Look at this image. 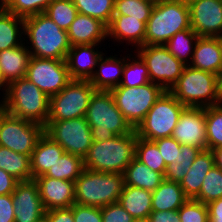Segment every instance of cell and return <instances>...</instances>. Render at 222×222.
<instances>
[{"mask_svg": "<svg viewBox=\"0 0 222 222\" xmlns=\"http://www.w3.org/2000/svg\"><path fill=\"white\" fill-rule=\"evenodd\" d=\"M32 57L65 60L71 48L68 33L58 27L44 12L24 18V36ZM32 50V51H31Z\"/></svg>", "mask_w": 222, "mask_h": 222, "instance_id": "obj_1", "label": "cell"}, {"mask_svg": "<svg viewBox=\"0 0 222 222\" xmlns=\"http://www.w3.org/2000/svg\"><path fill=\"white\" fill-rule=\"evenodd\" d=\"M169 92L185 107L206 108L222 103L219 77L189 65Z\"/></svg>", "mask_w": 222, "mask_h": 222, "instance_id": "obj_2", "label": "cell"}, {"mask_svg": "<svg viewBox=\"0 0 222 222\" xmlns=\"http://www.w3.org/2000/svg\"><path fill=\"white\" fill-rule=\"evenodd\" d=\"M50 98L34 83L21 78L8 84L7 95L0 107L10 115L41 124L49 117Z\"/></svg>", "mask_w": 222, "mask_h": 222, "instance_id": "obj_3", "label": "cell"}, {"mask_svg": "<svg viewBox=\"0 0 222 222\" xmlns=\"http://www.w3.org/2000/svg\"><path fill=\"white\" fill-rule=\"evenodd\" d=\"M136 131L105 141H92L84 168L95 172L123 174L135 155Z\"/></svg>", "mask_w": 222, "mask_h": 222, "instance_id": "obj_4", "label": "cell"}, {"mask_svg": "<svg viewBox=\"0 0 222 222\" xmlns=\"http://www.w3.org/2000/svg\"><path fill=\"white\" fill-rule=\"evenodd\" d=\"M85 119L91 128L92 141H105L134 131L117 108L110 91L96 90L94 92Z\"/></svg>", "mask_w": 222, "mask_h": 222, "instance_id": "obj_5", "label": "cell"}, {"mask_svg": "<svg viewBox=\"0 0 222 222\" xmlns=\"http://www.w3.org/2000/svg\"><path fill=\"white\" fill-rule=\"evenodd\" d=\"M190 28L187 2L160 0L155 3L146 23L145 45H164L177 32Z\"/></svg>", "mask_w": 222, "mask_h": 222, "instance_id": "obj_6", "label": "cell"}, {"mask_svg": "<svg viewBox=\"0 0 222 222\" xmlns=\"http://www.w3.org/2000/svg\"><path fill=\"white\" fill-rule=\"evenodd\" d=\"M123 187V174L84 169L75 180V203L100 208L117 203Z\"/></svg>", "mask_w": 222, "mask_h": 222, "instance_id": "obj_7", "label": "cell"}, {"mask_svg": "<svg viewBox=\"0 0 222 222\" xmlns=\"http://www.w3.org/2000/svg\"><path fill=\"white\" fill-rule=\"evenodd\" d=\"M184 108L169 91H165L134 129L137 137L149 141L171 137Z\"/></svg>", "mask_w": 222, "mask_h": 222, "instance_id": "obj_8", "label": "cell"}, {"mask_svg": "<svg viewBox=\"0 0 222 222\" xmlns=\"http://www.w3.org/2000/svg\"><path fill=\"white\" fill-rule=\"evenodd\" d=\"M117 108L135 129L165 90L149 82L140 87L117 86L110 90Z\"/></svg>", "mask_w": 222, "mask_h": 222, "instance_id": "obj_9", "label": "cell"}, {"mask_svg": "<svg viewBox=\"0 0 222 222\" xmlns=\"http://www.w3.org/2000/svg\"><path fill=\"white\" fill-rule=\"evenodd\" d=\"M95 91L87 80H71L59 93L50 97L47 122L85 117Z\"/></svg>", "mask_w": 222, "mask_h": 222, "instance_id": "obj_10", "label": "cell"}, {"mask_svg": "<svg viewBox=\"0 0 222 222\" xmlns=\"http://www.w3.org/2000/svg\"><path fill=\"white\" fill-rule=\"evenodd\" d=\"M136 51L147 66L150 82L160 85L165 91L173 87L186 66L164 45H142Z\"/></svg>", "mask_w": 222, "mask_h": 222, "instance_id": "obj_11", "label": "cell"}, {"mask_svg": "<svg viewBox=\"0 0 222 222\" xmlns=\"http://www.w3.org/2000/svg\"><path fill=\"white\" fill-rule=\"evenodd\" d=\"M43 133L41 124L14 117L0 107V146L31 156Z\"/></svg>", "mask_w": 222, "mask_h": 222, "instance_id": "obj_12", "label": "cell"}, {"mask_svg": "<svg viewBox=\"0 0 222 222\" xmlns=\"http://www.w3.org/2000/svg\"><path fill=\"white\" fill-rule=\"evenodd\" d=\"M44 133L65 151L84 158L92 144L91 128L85 117L46 122Z\"/></svg>", "mask_w": 222, "mask_h": 222, "instance_id": "obj_13", "label": "cell"}, {"mask_svg": "<svg viewBox=\"0 0 222 222\" xmlns=\"http://www.w3.org/2000/svg\"><path fill=\"white\" fill-rule=\"evenodd\" d=\"M25 78L34 83L49 98L59 93L71 81L65 60L32 56Z\"/></svg>", "mask_w": 222, "mask_h": 222, "instance_id": "obj_14", "label": "cell"}, {"mask_svg": "<svg viewBox=\"0 0 222 222\" xmlns=\"http://www.w3.org/2000/svg\"><path fill=\"white\" fill-rule=\"evenodd\" d=\"M190 27L205 37H222V0H191L188 2Z\"/></svg>", "mask_w": 222, "mask_h": 222, "instance_id": "obj_15", "label": "cell"}, {"mask_svg": "<svg viewBox=\"0 0 222 222\" xmlns=\"http://www.w3.org/2000/svg\"><path fill=\"white\" fill-rule=\"evenodd\" d=\"M171 137L180 144H187L208 150L206 137V108L185 107Z\"/></svg>", "mask_w": 222, "mask_h": 222, "instance_id": "obj_16", "label": "cell"}, {"mask_svg": "<svg viewBox=\"0 0 222 222\" xmlns=\"http://www.w3.org/2000/svg\"><path fill=\"white\" fill-rule=\"evenodd\" d=\"M14 222H43L46 210L43 207L37 183L20 181L12 193Z\"/></svg>", "mask_w": 222, "mask_h": 222, "instance_id": "obj_17", "label": "cell"}, {"mask_svg": "<svg viewBox=\"0 0 222 222\" xmlns=\"http://www.w3.org/2000/svg\"><path fill=\"white\" fill-rule=\"evenodd\" d=\"M46 211L69 208L75 203V182L45 175L34 178Z\"/></svg>", "mask_w": 222, "mask_h": 222, "instance_id": "obj_18", "label": "cell"}, {"mask_svg": "<svg viewBox=\"0 0 222 222\" xmlns=\"http://www.w3.org/2000/svg\"><path fill=\"white\" fill-rule=\"evenodd\" d=\"M100 44L71 46L66 56L67 69L71 80L89 81L97 66V61L104 54L95 47Z\"/></svg>", "mask_w": 222, "mask_h": 222, "instance_id": "obj_19", "label": "cell"}, {"mask_svg": "<svg viewBox=\"0 0 222 222\" xmlns=\"http://www.w3.org/2000/svg\"><path fill=\"white\" fill-rule=\"evenodd\" d=\"M189 66L218 76L222 69V37L199 36Z\"/></svg>", "mask_w": 222, "mask_h": 222, "instance_id": "obj_20", "label": "cell"}, {"mask_svg": "<svg viewBox=\"0 0 222 222\" xmlns=\"http://www.w3.org/2000/svg\"><path fill=\"white\" fill-rule=\"evenodd\" d=\"M67 33L71 46L100 44L107 37V26L98 19L78 13Z\"/></svg>", "mask_w": 222, "mask_h": 222, "instance_id": "obj_21", "label": "cell"}, {"mask_svg": "<svg viewBox=\"0 0 222 222\" xmlns=\"http://www.w3.org/2000/svg\"><path fill=\"white\" fill-rule=\"evenodd\" d=\"M146 24L140 18L131 16L113 15L110 24L107 26V37L118 42L128 41L127 44L135 48L145 45Z\"/></svg>", "mask_w": 222, "mask_h": 222, "instance_id": "obj_22", "label": "cell"}, {"mask_svg": "<svg viewBox=\"0 0 222 222\" xmlns=\"http://www.w3.org/2000/svg\"><path fill=\"white\" fill-rule=\"evenodd\" d=\"M64 153V149L57 142L43 133L30 156L32 180L45 175Z\"/></svg>", "mask_w": 222, "mask_h": 222, "instance_id": "obj_23", "label": "cell"}, {"mask_svg": "<svg viewBox=\"0 0 222 222\" xmlns=\"http://www.w3.org/2000/svg\"><path fill=\"white\" fill-rule=\"evenodd\" d=\"M127 57L117 58L114 56L105 57L104 54L97 61L98 69H95L89 82L96 90L110 91L111 89L120 86L123 75V69ZM120 77V78H119Z\"/></svg>", "mask_w": 222, "mask_h": 222, "instance_id": "obj_24", "label": "cell"}, {"mask_svg": "<svg viewBox=\"0 0 222 222\" xmlns=\"http://www.w3.org/2000/svg\"><path fill=\"white\" fill-rule=\"evenodd\" d=\"M214 165V155L211 150H202L198 154L180 182L183 193L188 199H194L199 194L204 177Z\"/></svg>", "mask_w": 222, "mask_h": 222, "instance_id": "obj_25", "label": "cell"}, {"mask_svg": "<svg viewBox=\"0 0 222 222\" xmlns=\"http://www.w3.org/2000/svg\"><path fill=\"white\" fill-rule=\"evenodd\" d=\"M25 45L0 51V71L7 84L26 76L31 54Z\"/></svg>", "mask_w": 222, "mask_h": 222, "instance_id": "obj_26", "label": "cell"}, {"mask_svg": "<svg viewBox=\"0 0 222 222\" xmlns=\"http://www.w3.org/2000/svg\"><path fill=\"white\" fill-rule=\"evenodd\" d=\"M135 220H145L152 212V192L124 185L118 201Z\"/></svg>", "mask_w": 222, "mask_h": 222, "instance_id": "obj_27", "label": "cell"}, {"mask_svg": "<svg viewBox=\"0 0 222 222\" xmlns=\"http://www.w3.org/2000/svg\"><path fill=\"white\" fill-rule=\"evenodd\" d=\"M123 176L124 185L142 188L151 192L164 180V176L161 173L151 170L135 157L126 167Z\"/></svg>", "mask_w": 222, "mask_h": 222, "instance_id": "obj_28", "label": "cell"}, {"mask_svg": "<svg viewBox=\"0 0 222 222\" xmlns=\"http://www.w3.org/2000/svg\"><path fill=\"white\" fill-rule=\"evenodd\" d=\"M187 200L180 183L164 179L152 192V211L178 210Z\"/></svg>", "mask_w": 222, "mask_h": 222, "instance_id": "obj_29", "label": "cell"}, {"mask_svg": "<svg viewBox=\"0 0 222 222\" xmlns=\"http://www.w3.org/2000/svg\"><path fill=\"white\" fill-rule=\"evenodd\" d=\"M22 35L24 36V18L5 10L0 5V51L24 44L25 39Z\"/></svg>", "mask_w": 222, "mask_h": 222, "instance_id": "obj_30", "label": "cell"}, {"mask_svg": "<svg viewBox=\"0 0 222 222\" xmlns=\"http://www.w3.org/2000/svg\"><path fill=\"white\" fill-rule=\"evenodd\" d=\"M0 169L20 181L32 180L30 156L0 146Z\"/></svg>", "mask_w": 222, "mask_h": 222, "instance_id": "obj_31", "label": "cell"}, {"mask_svg": "<svg viewBox=\"0 0 222 222\" xmlns=\"http://www.w3.org/2000/svg\"><path fill=\"white\" fill-rule=\"evenodd\" d=\"M198 38V34L190 27L189 29L177 32L164 46L179 61L188 66L190 65Z\"/></svg>", "mask_w": 222, "mask_h": 222, "instance_id": "obj_32", "label": "cell"}, {"mask_svg": "<svg viewBox=\"0 0 222 222\" xmlns=\"http://www.w3.org/2000/svg\"><path fill=\"white\" fill-rule=\"evenodd\" d=\"M84 169V160L82 157L64 153L60 159L50 167L45 176L75 182Z\"/></svg>", "mask_w": 222, "mask_h": 222, "instance_id": "obj_33", "label": "cell"}, {"mask_svg": "<svg viewBox=\"0 0 222 222\" xmlns=\"http://www.w3.org/2000/svg\"><path fill=\"white\" fill-rule=\"evenodd\" d=\"M201 151L199 147L181 144L179 157L176 163L166 166L164 179L180 183Z\"/></svg>", "mask_w": 222, "mask_h": 222, "instance_id": "obj_34", "label": "cell"}, {"mask_svg": "<svg viewBox=\"0 0 222 222\" xmlns=\"http://www.w3.org/2000/svg\"><path fill=\"white\" fill-rule=\"evenodd\" d=\"M134 157L147 165L151 170L159 172L164 176L166 164L153 141L137 137Z\"/></svg>", "mask_w": 222, "mask_h": 222, "instance_id": "obj_35", "label": "cell"}, {"mask_svg": "<svg viewBox=\"0 0 222 222\" xmlns=\"http://www.w3.org/2000/svg\"><path fill=\"white\" fill-rule=\"evenodd\" d=\"M78 13L100 20L106 26L114 15L115 0H73Z\"/></svg>", "mask_w": 222, "mask_h": 222, "instance_id": "obj_36", "label": "cell"}, {"mask_svg": "<svg viewBox=\"0 0 222 222\" xmlns=\"http://www.w3.org/2000/svg\"><path fill=\"white\" fill-rule=\"evenodd\" d=\"M58 27L67 31L75 20L78 10L73 0H53L44 12Z\"/></svg>", "mask_w": 222, "mask_h": 222, "instance_id": "obj_37", "label": "cell"}, {"mask_svg": "<svg viewBox=\"0 0 222 222\" xmlns=\"http://www.w3.org/2000/svg\"><path fill=\"white\" fill-rule=\"evenodd\" d=\"M131 56L132 54L127 56L120 85L132 88L149 83L150 79L146 64L138 55H136L137 60L132 57L133 60L131 61V58L128 59Z\"/></svg>", "mask_w": 222, "mask_h": 222, "instance_id": "obj_38", "label": "cell"}, {"mask_svg": "<svg viewBox=\"0 0 222 222\" xmlns=\"http://www.w3.org/2000/svg\"><path fill=\"white\" fill-rule=\"evenodd\" d=\"M206 137L208 150L222 147V103L206 107Z\"/></svg>", "mask_w": 222, "mask_h": 222, "instance_id": "obj_39", "label": "cell"}, {"mask_svg": "<svg viewBox=\"0 0 222 222\" xmlns=\"http://www.w3.org/2000/svg\"><path fill=\"white\" fill-rule=\"evenodd\" d=\"M222 198V170L213 166L203 179L201 190L194 198L204 204Z\"/></svg>", "mask_w": 222, "mask_h": 222, "instance_id": "obj_40", "label": "cell"}, {"mask_svg": "<svg viewBox=\"0 0 222 222\" xmlns=\"http://www.w3.org/2000/svg\"><path fill=\"white\" fill-rule=\"evenodd\" d=\"M53 0H0L7 11L21 18H27L45 12Z\"/></svg>", "mask_w": 222, "mask_h": 222, "instance_id": "obj_41", "label": "cell"}, {"mask_svg": "<svg viewBox=\"0 0 222 222\" xmlns=\"http://www.w3.org/2000/svg\"><path fill=\"white\" fill-rule=\"evenodd\" d=\"M154 5L155 3L144 0H115L114 15L140 18L146 24Z\"/></svg>", "mask_w": 222, "mask_h": 222, "instance_id": "obj_42", "label": "cell"}, {"mask_svg": "<svg viewBox=\"0 0 222 222\" xmlns=\"http://www.w3.org/2000/svg\"><path fill=\"white\" fill-rule=\"evenodd\" d=\"M180 222H209L207 205L188 199L179 209Z\"/></svg>", "mask_w": 222, "mask_h": 222, "instance_id": "obj_43", "label": "cell"}, {"mask_svg": "<svg viewBox=\"0 0 222 222\" xmlns=\"http://www.w3.org/2000/svg\"><path fill=\"white\" fill-rule=\"evenodd\" d=\"M162 155L166 166L176 163L181 151V144L173 137L160 138L153 141Z\"/></svg>", "mask_w": 222, "mask_h": 222, "instance_id": "obj_44", "label": "cell"}, {"mask_svg": "<svg viewBox=\"0 0 222 222\" xmlns=\"http://www.w3.org/2000/svg\"><path fill=\"white\" fill-rule=\"evenodd\" d=\"M101 215L103 222H135L119 202L101 207Z\"/></svg>", "mask_w": 222, "mask_h": 222, "instance_id": "obj_45", "label": "cell"}, {"mask_svg": "<svg viewBox=\"0 0 222 222\" xmlns=\"http://www.w3.org/2000/svg\"><path fill=\"white\" fill-rule=\"evenodd\" d=\"M70 208L73 211L74 222H103L100 207L74 203Z\"/></svg>", "mask_w": 222, "mask_h": 222, "instance_id": "obj_46", "label": "cell"}, {"mask_svg": "<svg viewBox=\"0 0 222 222\" xmlns=\"http://www.w3.org/2000/svg\"><path fill=\"white\" fill-rule=\"evenodd\" d=\"M12 194L0 195V222H14Z\"/></svg>", "mask_w": 222, "mask_h": 222, "instance_id": "obj_47", "label": "cell"}, {"mask_svg": "<svg viewBox=\"0 0 222 222\" xmlns=\"http://www.w3.org/2000/svg\"><path fill=\"white\" fill-rule=\"evenodd\" d=\"M43 222H74L73 211L70 207L48 210Z\"/></svg>", "mask_w": 222, "mask_h": 222, "instance_id": "obj_48", "label": "cell"}, {"mask_svg": "<svg viewBox=\"0 0 222 222\" xmlns=\"http://www.w3.org/2000/svg\"><path fill=\"white\" fill-rule=\"evenodd\" d=\"M149 222H180L178 210L152 211Z\"/></svg>", "mask_w": 222, "mask_h": 222, "instance_id": "obj_49", "label": "cell"}, {"mask_svg": "<svg viewBox=\"0 0 222 222\" xmlns=\"http://www.w3.org/2000/svg\"><path fill=\"white\" fill-rule=\"evenodd\" d=\"M19 181L3 169H0V195L12 194Z\"/></svg>", "mask_w": 222, "mask_h": 222, "instance_id": "obj_50", "label": "cell"}, {"mask_svg": "<svg viewBox=\"0 0 222 222\" xmlns=\"http://www.w3.org/2000/svg\"><path fill=\"white\" fill-rule=\"evenodd\" d=\"M209 222H222V198L207 204Z\"/></svg>", "mask_w": 222, "mask_h": 222, "instance_id": "obj_51", "label": "cell"}, {"mask_svg": "<svg viewBox=\"0 0 222 222\" xmlns=\"http://www.w3.org/2000/svg\"><path fill=\"white\" fill-rule=\"evenodd\" d=\"M214 155L215 166L222 170V147L211 150Z\"/></svg>", "mask_w": 222, "mask_h": 222, "instance_id": "obj_52", "label": "cell"}, {"mask_svg": "<svg viewBox=\"0 0 222 222\" xmlns=\"http://www.w3.org/2000/svg\"><path fill=\"white\" fill-rule=\"evenodd\" d=\"M1 88H2V90H3V92H5V93H3V98H2V100H1V102L3 101V99L6 97V95H7V91H8V84L6 83V81L3 79V77H2V74H1V71H0V90H1ZM4 88V89H3Z\"/></svg>", "mask_w": 222, "mask_h": 222, "instance_id": "obj_53", "label": "cell"}, {"mask_svg": "<svg viewBox=\"0 0 222 222\" xmlns=\"http://www.w3.org/2000/svg\"><path fill=\"white\" fill-rule=\"evenodd\" d=\"M218 77H219L220 85H221V88H222V69H221Z\"/></svg>", "mask_w": 222, "mask_h": 222, "instance_id": "obj_54", "label": "cell"}, {"mask_svg": "<svg viewBox=\"0 0 222 222\" xmlns=\"http://www.w3.org/2000/svg\"><path fill=\"white\" fill-rule=\"evenodd\" d=\"M135 222H149V219H145V220H135Z\"/></svg>", "mask_w": 222, "mask_h": 222, "instance_id": "obj_55", "label": "cell"}, {"mask_svg": "<svg viewBox=\"0 0 222 222\" xmlns=\"http://www.w3.org/2000/svg\"><path fill=\"white\" fill-rule=\"evenodd\" d=\"M144 1H149V2H152V3H157L160 0H144Z\"/></svg>", "mask_w": 222, "mask_h": 222, "instance_id": "obj_56", "label": "cell"}, {"mask_svg": "<svg viewBox=\"0 0 222 222\" xmlns=\"http://www.w3.org/2000/svg\"><path fill=\"white\" fill-rule=\"evenodd\" d=\"M180 1H183V2H187V3H188V2L191 1V0H180Z\"/></svg>", "mask_w": 222, "mask_h": 222, "instance_id": "obj_57", "label": "cell"}]
</instances>
